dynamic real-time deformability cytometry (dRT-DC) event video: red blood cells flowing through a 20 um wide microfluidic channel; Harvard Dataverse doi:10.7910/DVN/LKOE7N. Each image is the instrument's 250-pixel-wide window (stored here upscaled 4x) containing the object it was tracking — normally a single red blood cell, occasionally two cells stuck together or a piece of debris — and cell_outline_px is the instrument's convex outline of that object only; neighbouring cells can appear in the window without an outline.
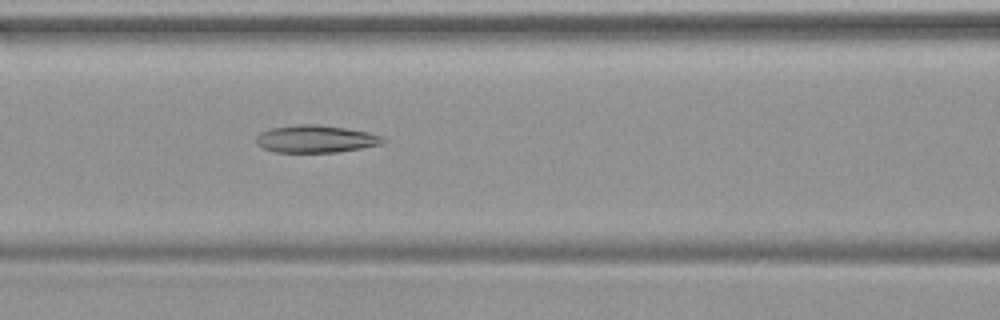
{"species": "common noctule bat (a hibernating species)", "species_latin": "Nyctalus noctula", "temperature_condition": "warm", "stored_images_in_passage": 48, "camera_frame_rate_fps": 3000, "um_per_image_px": 0.085, "animal": {"sex": "female", "body_mass_g": 19.9}, "frame": {"image": 1, "passage_image": 21, "time_ms": 6.667, "image_size_px": [1000, 320], "cell_outline_px": [[388, 140], [384, 144], [336, 152], [276, 152], [264, 148], [256, 144], [256, 136], [260, 132], [268, 128], [300, 124], [316, 124], [344, 128], [368, 132], [384, 136]], "centroid_in_image_um": [26.86, 11.8], "position_along_channel_um": 139.7, "area_um2": 20.4}}
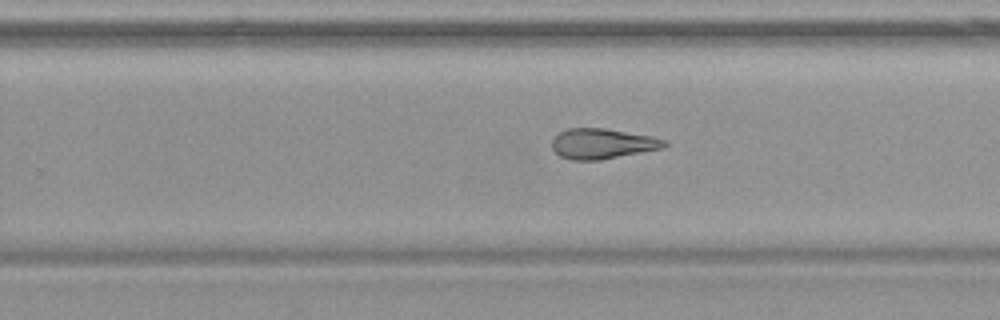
{"frame": {"image": 2, "passage_image": 31, "time_ms": 10.0, "image_size_px": [1000, 320], "cell_outline_px": [[668, 144], [664, 148], [600, 160], [572, 160], [560, 156], [552, 148], [552, 136], [568, 128], [604, 128], [652, 136], [668, 140]], "centroid_in_image_um": [51.21, 12.21], "position_along_channel_um": 278.6, "area_um2": 20.0}}
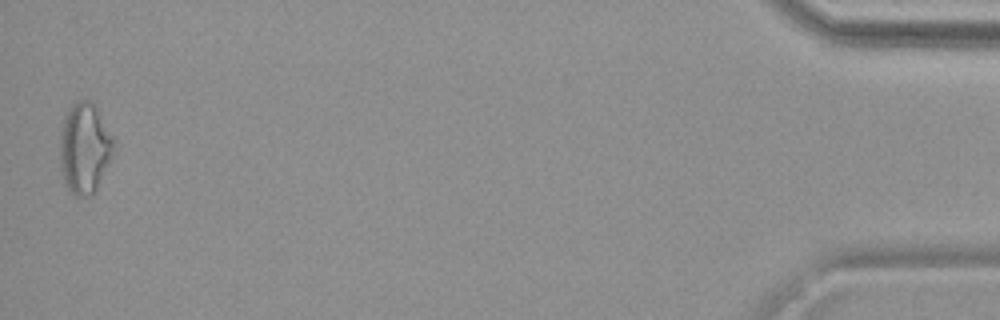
{"frame": {"image": 3, "passage_image": 48, "time_ms": 15.667, "image_size_px": [1000, 320], "cell_outline_px": [[116, 148], [96, 192], [88, 196], [76, 196], [64, 184], [60, 168], [60, 132], [64, 116], [68, 108], [76, 100], [92, 100], [116, 140]], "centroid_in_image_um": [7.21, 12.58], "position_along_channel_um": 428.0, "area_um2": 29.13}}